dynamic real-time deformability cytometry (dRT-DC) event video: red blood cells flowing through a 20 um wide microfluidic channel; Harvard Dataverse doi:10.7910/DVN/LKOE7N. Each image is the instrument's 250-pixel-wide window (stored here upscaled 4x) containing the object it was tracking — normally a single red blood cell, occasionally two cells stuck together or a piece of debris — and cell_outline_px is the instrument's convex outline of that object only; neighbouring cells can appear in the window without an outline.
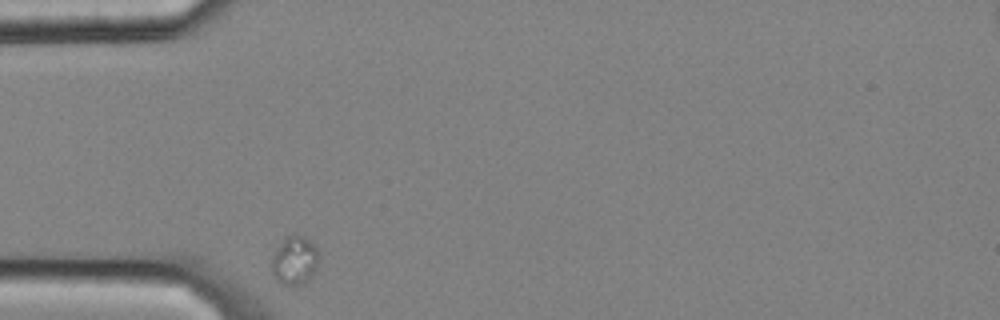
{"species": "common noctule bat (a hibernating species)", "species_latin": "Nyctalus noctula", "temperature_condition": "cold", "stored_images_in_passage": 7, "camera_frame_rate_fps": 3000, "um_per_image_px": 0.085, "animal": {"sex": "male", "body_mass_g": 20.4}, "frame": {"image": 1, "passage_image": 1, "time_ms": 0.0, "image_size_px": [1000, 320], "cell_outline_px": [[320, 260], [312, 276], [308, 280], [300, 284], [280, 284], [276, 280], [272, 272], [272, 256], [280, 244], [288, 236], [304, 236], [316, 248], [320, 256]], "centroid_in_image_um": [25.06, 22.16], "position_along_channel_um": 59.9, "area_um2": 13.12}}
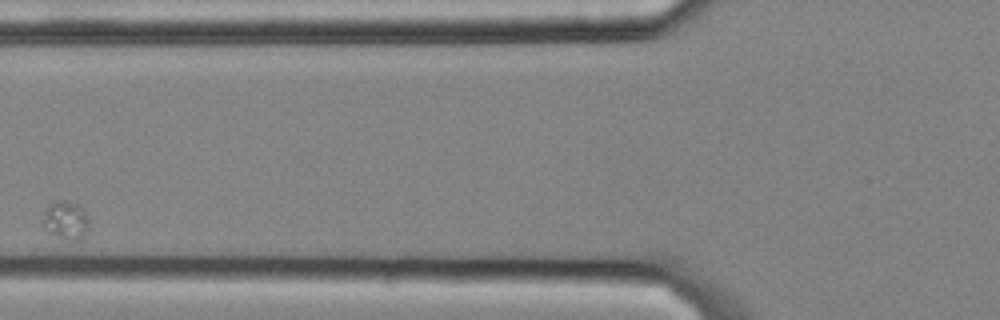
{"frame": {"image": 2, "passage_image": 3, "time_ms": 0.667, "image_size_px": [1000, 320], "cell_outline_px": [[88, 228], [84, 236], [80, 240], [68, 240], [56, 236], [48, 232], [44, 228], [44, 216], [48, 204], [56, 200], [60, 200], [76, 204], [88, 216]], "centroid_in_image_um": [5.59, 18.74], "position_along_channel_um": 120.2, "area_um2": 10.12}}